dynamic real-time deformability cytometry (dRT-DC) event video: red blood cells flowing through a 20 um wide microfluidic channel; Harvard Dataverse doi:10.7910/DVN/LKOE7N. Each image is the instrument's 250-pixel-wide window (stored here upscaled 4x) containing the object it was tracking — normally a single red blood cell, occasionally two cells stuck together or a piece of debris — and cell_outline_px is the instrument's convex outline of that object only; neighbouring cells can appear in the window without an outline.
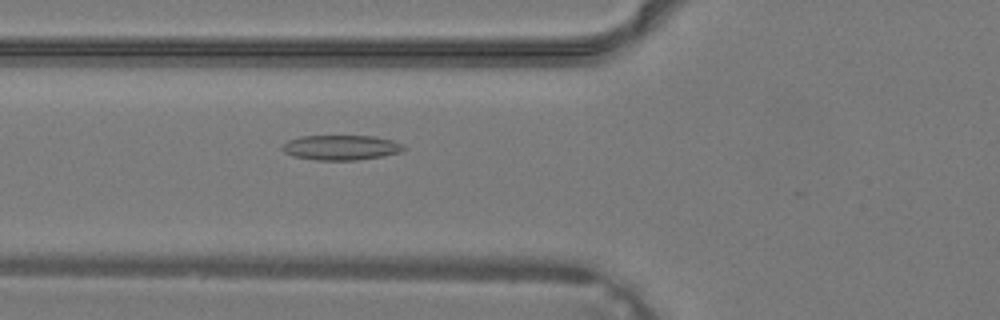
{"species": "common noctule bat (a hibernating species)", "species_latin": "Nyctalus noctula", "temperature_condition": "warm", "stored_images_in_passage": 40, "camera_frame_rate_fps": 3000, "um_per_image_px": 0.085, "animal": {"sex": "male", "body_mass_g": 19.2, "forearm_length_mm": 51.8}, "frame": {"image": 1, "passage_image": 16, "time_ms": 5.0, "image_size_px": [1000, 320], "cell_outline_px": [[408, 148], [400, 152], [384, 156], [356, 160], [316, 160], [292, 156], [284, 152], [280, 148], [288, 140], [300, 136], [376, 136], [392, 140], [404, 144]], "centroid_in_image_um": [29.01, 12.54], "position_along_channel_um": 96.8, "area_um2": 17.86}}
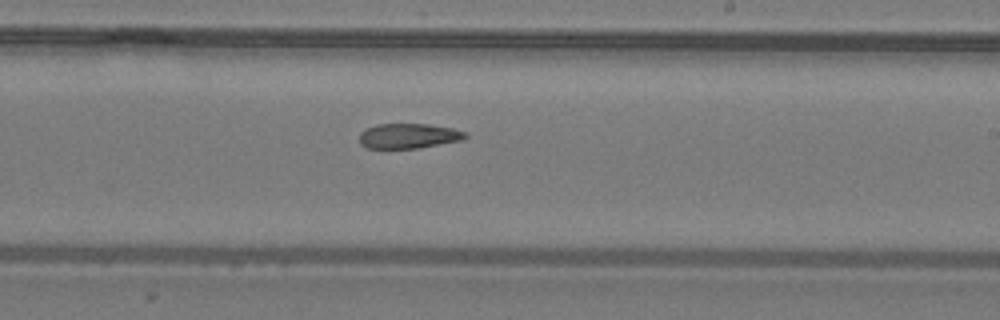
{"frame": {"image": 2, "passage_image": 25, "time_ms": 8.0, "image_size_px": [1000, 320], "cell_outline_px": [[468, 136], [464, 140], [416, 148], [368, 148], [360, 144], [360, 132], [376, 124], [428, 124], [452, 128], [468, 132]], "centroid_in_image_um": [34.77, 11.55], "position_along_channel_um": 254.2, "area_um2": 15.43}}
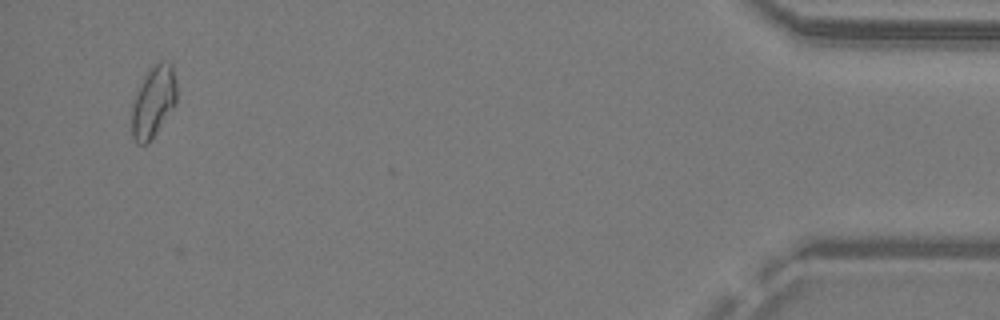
{"frame": {"image": 3, "passage_image": 39, "time_ms": 12.667, "image_size_px": [1000, 320], "cell_outline_px": [[176, 104], [148, 144], [136, 144], [132, 140], [132, 104], [144, 76], [160, 60], [172, 60], [176, 80]], "centroid_in_image_um": [13.06, 8.64], "position_along_channel_um": 422.1, "area_um2": 18.79}}